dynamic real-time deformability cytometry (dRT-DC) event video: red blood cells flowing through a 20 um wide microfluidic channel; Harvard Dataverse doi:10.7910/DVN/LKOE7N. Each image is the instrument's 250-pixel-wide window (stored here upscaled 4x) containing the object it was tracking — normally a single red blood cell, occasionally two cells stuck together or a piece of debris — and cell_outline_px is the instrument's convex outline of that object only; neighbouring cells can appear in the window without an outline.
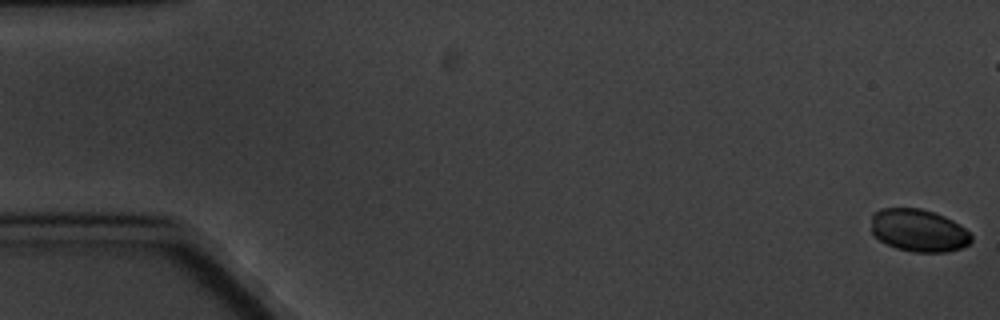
{"species": "common noctule bat (a hibernating species)", "species_latin": "Nyctalus noctula", "temperature_condition": "cold", "stored_images_in_passage": 7, "camera_frame_rate_fps": 3000, "um_per_image_px": 0.085, "animal": {"sex": "male", "body_mass_g": 20.1, "forearm_length_mm": 53.5}, "frame": {"image": 1, "passage_image": 1, "time_ms": 0.0, "image_size_px": [1000, 320], "cell_outline_px": [[972, 240], [968, 244], [960, 248], [948, 252], [912, 252], [896, 248], [880, 240], [872, 232], [872, 212], [880, 208], [920, 208], [944, 216], [960, 224], [972, 236]], "centroid_in_image_um": [78.07, 19.58], "position_along_channel_um": 6.9, "area_um2": 24.8}}
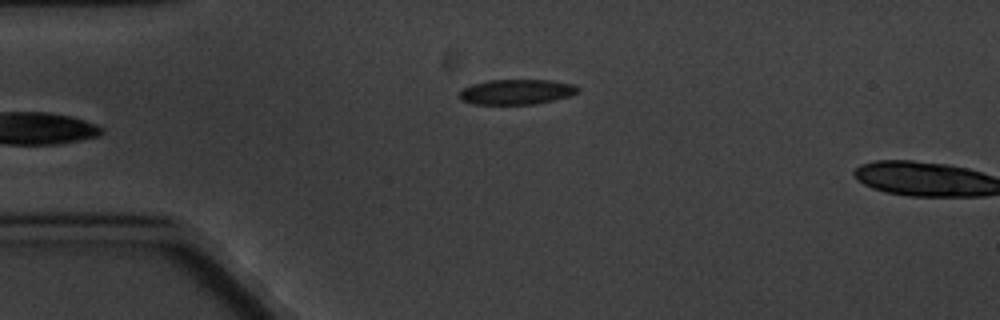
{"frame": {"image": 2, "passage_image": 7, "time_ms": 6.667, "image_size_px": [1000, 320], "cell_outline_px": [[580, 88], [576, 92], [568, 96], [552, 100], [532, 104], [472, 104], [460, 100], [460, 92], [464, 88], [472, 84], [488, 80], [552, 80], [572, 84]], "centroid_in_image_um": [43.87, 7.8], "position_along_channel_um": 41.1, "area_um2": 17.17}}